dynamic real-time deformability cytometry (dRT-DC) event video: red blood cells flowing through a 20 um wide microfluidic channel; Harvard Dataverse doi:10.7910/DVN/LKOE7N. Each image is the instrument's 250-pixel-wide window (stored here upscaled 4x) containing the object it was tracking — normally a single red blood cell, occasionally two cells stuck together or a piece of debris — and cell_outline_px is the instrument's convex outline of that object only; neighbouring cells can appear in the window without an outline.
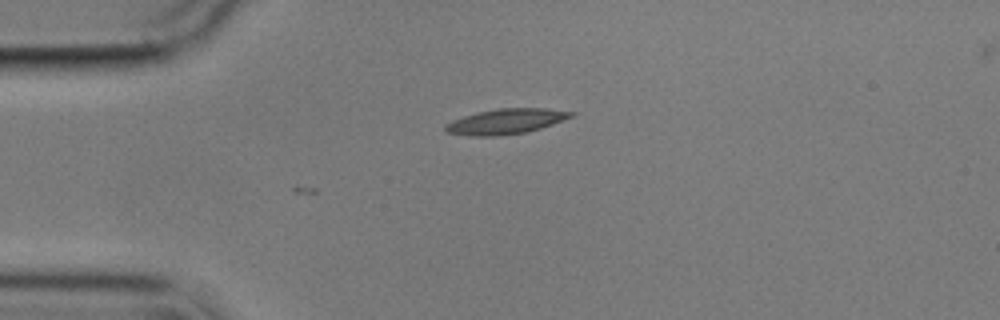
{"species": "common noctule bat (a hibernating species)", "species_latin": "Nyctalus noctula", "temperature_condition": "cold", "stored_images_in_passage": 5, "camera_frame_rate_fps": 3000, "um_per_image_px": 0.085, "animal": {"sex": "male", "body_mass_g": 17.9}, "frame": {"image": 1, "passage_image": 5, "time_ms": 5.333, "image_size_px": [1000, 320], "cell_outline_px": [[576, 116], [528, 132], [500, 136], [472, 136], [448, 132], [444, 128], [452, 120], [476, 112], [496, 108], [544, 108], [576, 112]], "centroid_in_image_um": [43.06, 10.31], "position_along_channel_um": 41.9, "area_um2": 18.55}}